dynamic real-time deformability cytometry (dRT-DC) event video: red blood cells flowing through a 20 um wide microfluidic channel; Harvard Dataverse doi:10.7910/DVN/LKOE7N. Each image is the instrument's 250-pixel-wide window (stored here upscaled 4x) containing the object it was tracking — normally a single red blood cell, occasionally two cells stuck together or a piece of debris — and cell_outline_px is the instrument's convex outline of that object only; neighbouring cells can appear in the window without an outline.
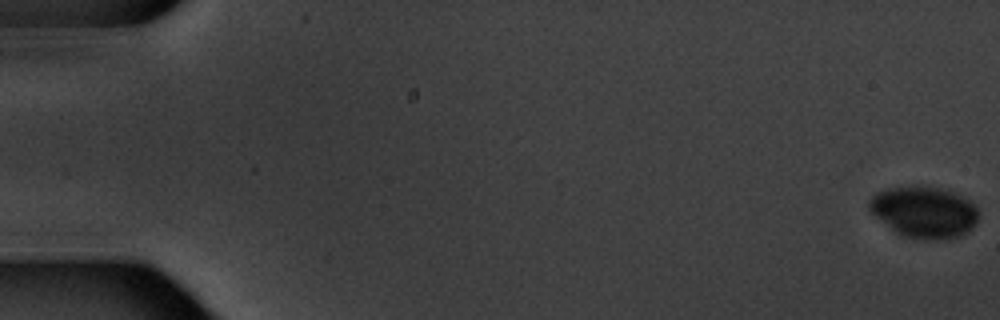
{"species": "common noctule bat (a hibernating species)", "species_latin": "Nyctalus noctula", "temperature_condition": "warm", "stored_images_in_passage": 6, "camera_frame_rate_fps": 3000, "um_per_image_px": 0.085, "animal": {"sex": "male", "body_mass_g": 20.1, "forearm_length_mm": 53.5}, "frame": {"image": 1, "passage_image": 1, "time_ms": 0.0, "image_size_px": [1000, 320], "cell_outline_px": [[980, 216], [972, 228], [968, 232], [960, 236], [940, 240], [928, 240], [904, 236], [896, 232], [876, 216], [868, 208], [868, 200], [876, 192], [888, 188], [916, 184], [936, 188], [952, 192], [976, 204], [980, 212]], "centroid_in_image_um": [78.57, 18.01], "position_along_channel_um": 6.4, "area_um2": 33.0}}